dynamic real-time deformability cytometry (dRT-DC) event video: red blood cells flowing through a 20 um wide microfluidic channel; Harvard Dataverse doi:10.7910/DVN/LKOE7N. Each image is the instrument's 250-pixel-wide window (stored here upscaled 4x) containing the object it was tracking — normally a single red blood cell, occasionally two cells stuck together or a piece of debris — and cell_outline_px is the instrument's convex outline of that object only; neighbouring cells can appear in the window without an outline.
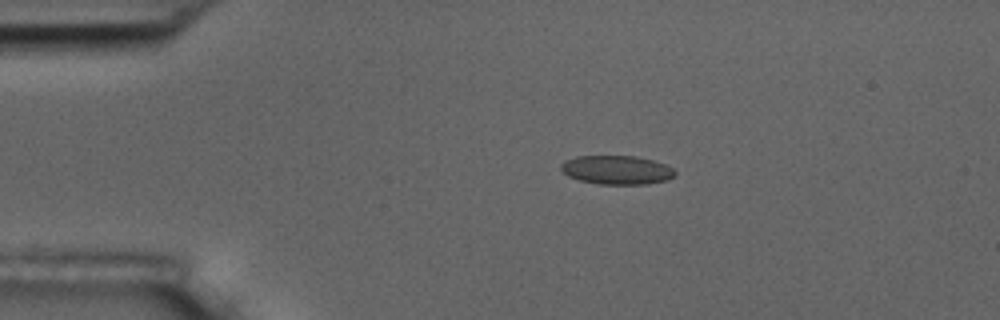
{"species": "common noctule bat (a hibernating species)", "species_latin": "Nyctalus noctula", "temperature_condition": "room temperature", "stored_images_in_passage": 8, "camera_frame_rate_fps": 3000, "um_per_image_px": 0.085, "animal": {"sex": "male", "body_mass_g": 17.5, "forearm_length_mm": 52.3}, "frame": {"image": 1, "passage_image": 3, "time_ms": 2.333, "image_size_px": [1000, 320], "cell_outline_px": [[676, 172], [668, 180], [648, 184], [600, 184], [580, 180], [568, 176], [560, 168], [560, 164], [564, 160], [576, 156], [636, 156], [652, 160], [664, 164], [672, 168]], "centroid_in_image_um": [52.4, 14.44], "position_along_channel_um": 32.6, "area_um2": 19.13}}
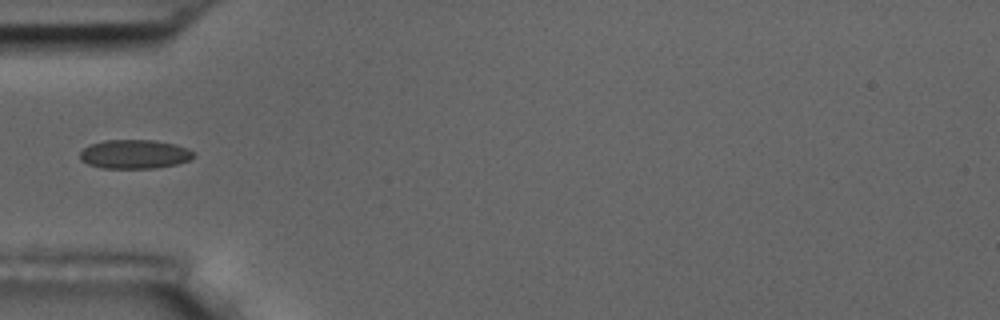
{"frame": {"image": 2, "passage_image": 5, "time_ms": 4.667, "image_size_px": [1000, 320], "cell_outline_px": [[196, 156], [188, 160], [176, 164], [156, 168], [100, 168], [88, 164], [80, 160], [80, 152], [88, 144], [104, 140], [156, 140], [176, 144], [188, 148], [196, 152]], "centroid_in_image_um": [11.45, 13.1], "position_along_channel_um": 73.6, "area_um2": 19.48}}
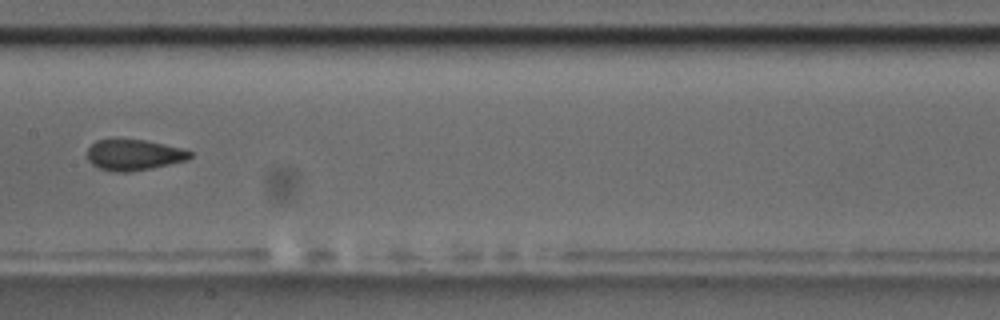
{"frame": {"image": 3, "passage_image": 8, "time_ms": 8.0, "image_size_px": [1000, 320], "cell_outline_px": [[192, 156], [188, 160], [152, 168], [128, 172], [112, 172], [100, 168], [92, 164], [88, 160], [88, 148], [96, 140], [144, 140], [164, 144], [180, 148], [192, 152]], "centroid_in_image_um": [11.39, 13.18], "position_along_channel_um": 196.0, "area_um2": 18.32}}